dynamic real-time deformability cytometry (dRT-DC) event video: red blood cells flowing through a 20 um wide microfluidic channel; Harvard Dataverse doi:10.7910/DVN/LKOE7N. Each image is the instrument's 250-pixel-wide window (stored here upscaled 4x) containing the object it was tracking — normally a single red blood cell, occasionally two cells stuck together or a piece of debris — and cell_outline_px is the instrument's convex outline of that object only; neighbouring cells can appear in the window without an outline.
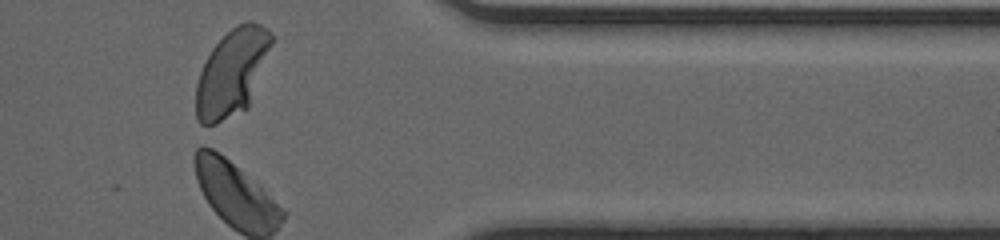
{"species": "human", "species_latin": "Homo sapiens", "temperature_condition": "cold", "stored_images_in_passage": 32, "camera_frame_rate_fps": 3000, "um_per_image_px": 0.085, "donor": {"sex": "male"}, "frame": {"image": 1, "passage_image": 32, "time_ms": 10.333, "image_size_px": [1000, 240], "cell_outline_px": [[276, 36], [248, 108], [216, 124], [200, 124], [196, 120], [196, 84], [200, 72], [212, 48], [236, 24], [248, 20], [252, 20], [268, 28]], "centroid_in_image_um": [19.76, 6.14], "position_along_channel_um": 391.6, "area_um2": 38.44}}